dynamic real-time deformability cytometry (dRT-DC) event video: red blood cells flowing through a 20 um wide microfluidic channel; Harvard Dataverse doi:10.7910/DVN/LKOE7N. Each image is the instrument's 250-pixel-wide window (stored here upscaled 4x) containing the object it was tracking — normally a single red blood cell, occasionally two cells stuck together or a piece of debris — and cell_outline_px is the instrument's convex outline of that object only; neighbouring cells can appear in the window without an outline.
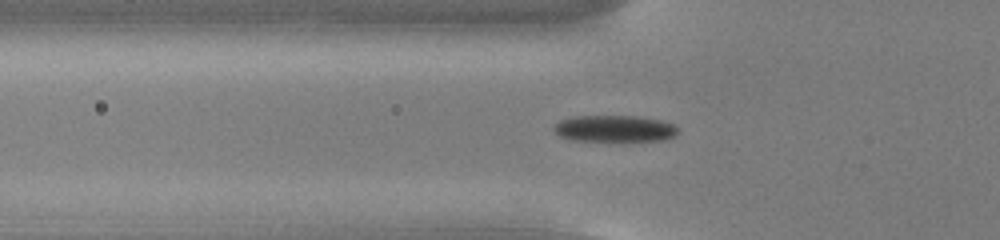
{"species": "common noctule bat (a hibernating species)", "species_latin": "Nyctalus noctula", "temperature_condition": "cold", "stored_images_in_passage": 56, "camera_frame_rate_fps": 3000, "um_per_image_px": 0.085, "animal": {"sex": "male", "body_mass_g": 13.0, "forearm_length_mm": 53.1}, "frame": {"image": 1, "passage_image": 20, "time_ms": 6.333, "image_size_px": [1000, 240], "cell_outline_px": [[680, 132], [676, 136], [664, 140], [620, 144], [572, 140], [560, 136], [552, 128], [560, 120], [576, 116], [636, 116], [660, 120], [672, 124]], "centroid_in_image_um": [52.27, 10.99], "position_along_channel_um": 73.5, "area_um2": 20.29}}
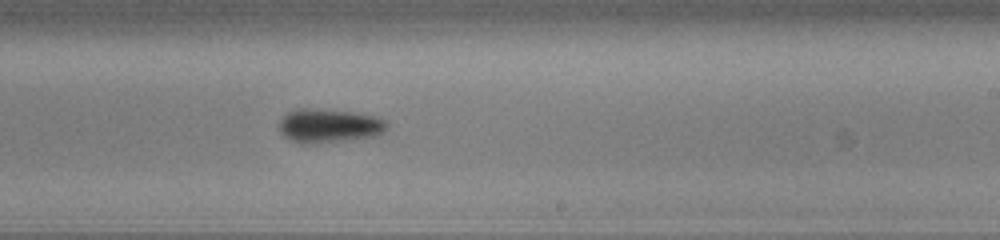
{"frame": {"image": 2, "passage_image": 35, "time_ms": 11.333, "image_size_px": [1000, 240], "cell_outline_px": [[388, 128], [384, 132], [376, 136], [300, 144], [284, 136], [280, 132], [280, 120], [288, 112], [300, 108], [304, 108], [352, 112], [376, 116], [384, 120], [388, 124]], "centroid_in_image_um": [27.98, 10.68], "position_along_channel_um": 261.0, "area_um2": 20.81}}
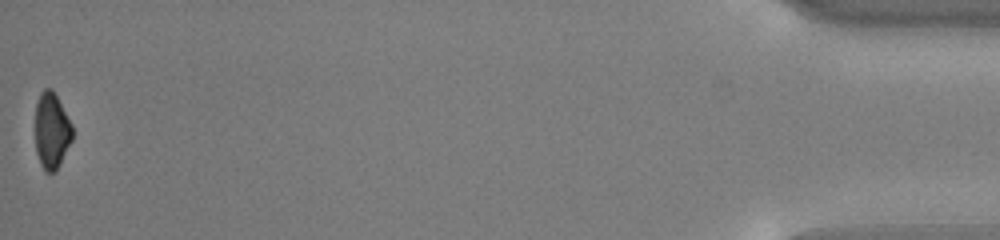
{"frame": {"image": 3, "passage_image": 56, "time_ms": 18.333, "image_size_px": [1000, 240], "cell_outline_px": [[72, 140], [56, 172], [44, 172], [40, 164], [36, 152], [36, 104], [40, 92], [44, 88], [52, 88], [72, 124]], "centroid_in_image_um": [4.39, 11.12], "position_along_channel_um": 430.8, "area_um2": 16.53}, "authors_computed_cell_mechanics": {"area_um2": 18.9006, "velocity_mm_per_s": 3.7594, "shape_relaxation_time_tau1_ms": 2.9823, "shape_relaxation_time_tau2_ms": null, "deformation_change_tau1": 0.0946, "deformation_change_tau2": null}}